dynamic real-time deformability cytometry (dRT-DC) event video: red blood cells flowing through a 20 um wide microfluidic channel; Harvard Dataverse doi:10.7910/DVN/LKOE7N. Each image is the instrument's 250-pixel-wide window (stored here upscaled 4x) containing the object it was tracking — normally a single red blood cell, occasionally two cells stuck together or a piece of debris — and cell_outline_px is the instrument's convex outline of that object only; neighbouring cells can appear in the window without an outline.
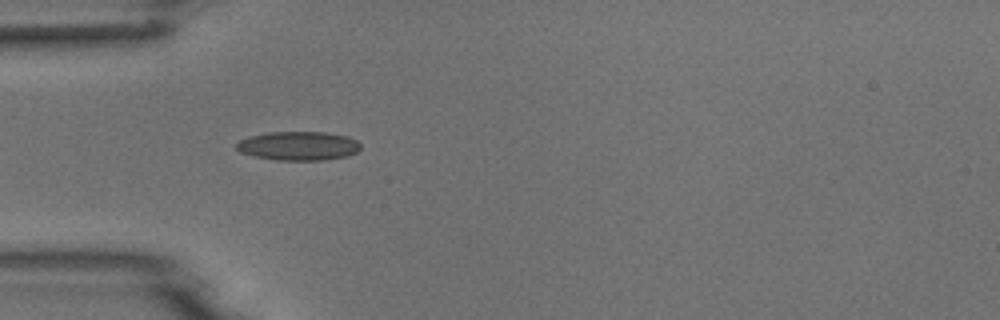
{"species": "common noctule bat (a hibernating species)", "species_latin": "Nyctalus noctula", "temperature_condition": "room temperature", "stored_images_in_passage": 10, "camera_frame_rate_fps": 3000, "um_per_image_px": 0.085, "animal": {"sex": "male", "body_mass_g": 18.8}, "frame": {"image": 1, "passage_image": 4, "time_ms": 4.667, "image_size_px": [1000, 320], "cell_outline_px": [[360, 148], [356, 152], [348, 156], [324, 160], [276, 160], [256, 156], [240, 152], [236, 148], [236, 144], [240, 140], [252, 136], [268, 132], [324, 132], [348, 136], [356, 140], [360, 144]], "centroid_in_image_um": [25.39, 12.4], "position_along_channel_um": 59.6, "area_um2": 20.81}}
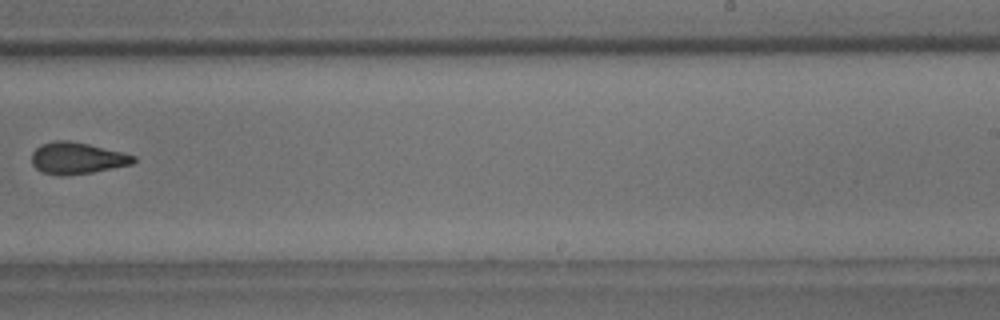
{"frame": {"image": 2, "passage_image": 9, "time_ms": 10.667, "image_size_px": [1000, 320], "cell_outline_px": [[136, 160], [132, 164], [92, 172], [64, 176], [60, 176], [44, 172], [36, 168], [32, 164], [32, 152], [40, 144], [56, 140], [68, 140], [88, 144], [124, 152], [136, 156]], "centroid_in_image_um": [6.55, 13.44], "position_along_channel_um": 282.4, "area_um2": 18.79}}
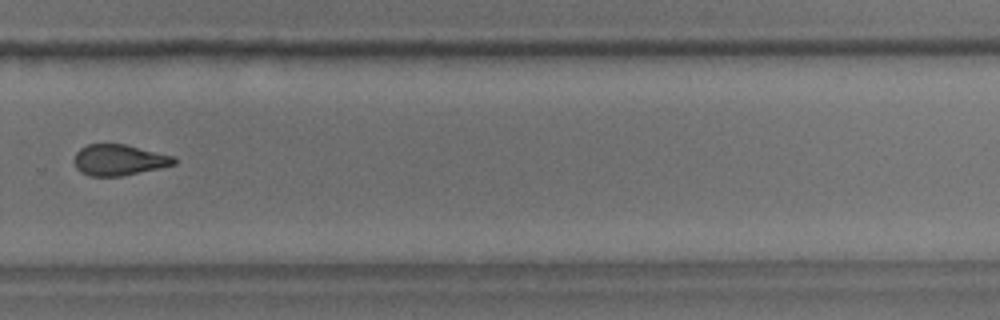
{"frame": {"image": 3, "passage_image": 10, "time_ms": 11.667, "image_size_px": [1000, 320], "cell_outline_px": [[176, 164], [160, 168], [120, 176], [88, 176], [80, 172], [76, 168], [72, 160], [76, 152], [80, 148], [88, 144], [124, 144], [176, 156]], "centroid_in_image_um": [10.09, 13.6], "position_along_channel_um": 319.7, "area_um2": 18.21}}